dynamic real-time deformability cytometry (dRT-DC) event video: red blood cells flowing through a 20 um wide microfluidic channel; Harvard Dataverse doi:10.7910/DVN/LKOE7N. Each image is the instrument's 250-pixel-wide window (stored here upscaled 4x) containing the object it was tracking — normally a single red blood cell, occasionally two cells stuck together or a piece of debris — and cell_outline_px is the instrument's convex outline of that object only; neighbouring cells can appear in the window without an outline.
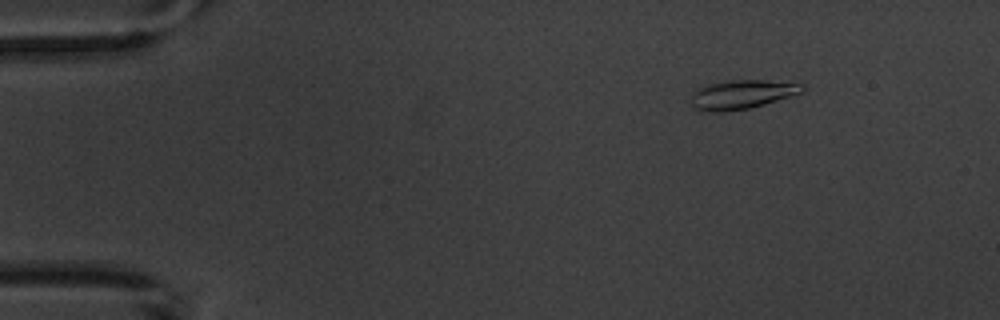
{"species": "common noctule bat (a hibernating species)", "species_latin": "Nyctalus noctula", "temperature_condition": "warm", "stored_images_in_passage": 9, "camera_frame_rate_fps": 3000, "um_per_image_px": 0.085, "animal": {"sex": "male", "body_mass_g": 20.1, "forearm_length_mm": 53.5}, "frame": {"image": 1, "passage_image": 2, "time_ms": 1.0, "image_size_px": [1000, 320], "cell_outline_px": [[804, 92], [792, 96], [764, 104], [748, 108], [720, 112], [708, 112], [692, 108], [692, 92], [700, 88], [712, 84], [732, 80], [764, 80], [804, 84]], "centroid_in_image_um": [63.08, 8.04], "position_along_channel_um": 21.9, "area_um2": 18.61}}
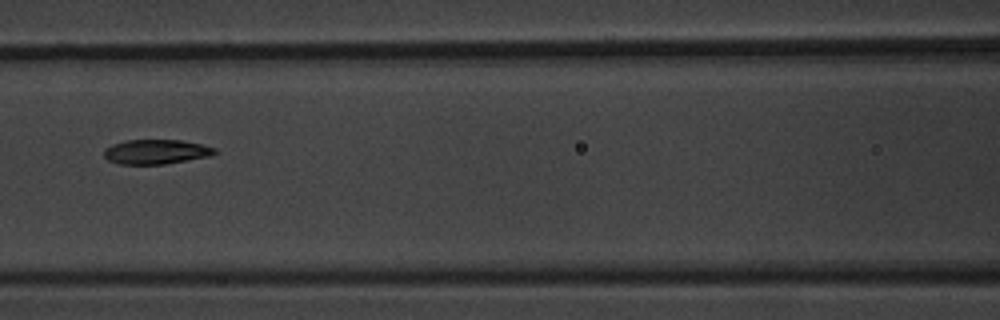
{"frame": {"image": 2, "passage_image": 7, "time_ms": 7.0, "image_size_px": [1000, 320], "cell_outline_px": [[216, 152], [208, 156], [164, 164], [120, 164], [108, 160], [104, 156], [104, 148], [112, 144], [124, 140], [180, 140], [200, 144], [216, 148]], "centroid_in_image_um": [13.21, 12.89], "position_along_channel_um": 153.4, "area_um2": 15.72}}
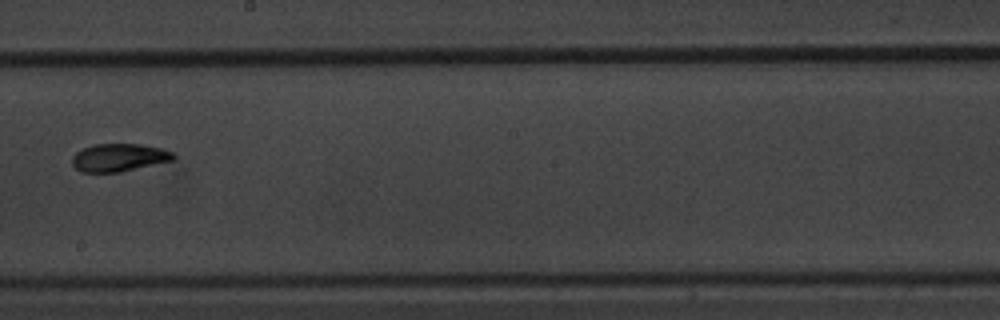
{"frame": {"image": 3, "passage_image": 9, "time_ms": 9.333, "image_size_px": [1000, 320], "cell_outline_px": [[176, 156], [172, 160], [120, 172], [80, 172], [72, 164], [72, 156], [76, 152], [92, 144], [140, 144], [160, 148], [172, 152]], "centroid_in_image_um": [10.08, 13.39], "position_along_channel_um": 238.1, "area_um2": 16.3}}